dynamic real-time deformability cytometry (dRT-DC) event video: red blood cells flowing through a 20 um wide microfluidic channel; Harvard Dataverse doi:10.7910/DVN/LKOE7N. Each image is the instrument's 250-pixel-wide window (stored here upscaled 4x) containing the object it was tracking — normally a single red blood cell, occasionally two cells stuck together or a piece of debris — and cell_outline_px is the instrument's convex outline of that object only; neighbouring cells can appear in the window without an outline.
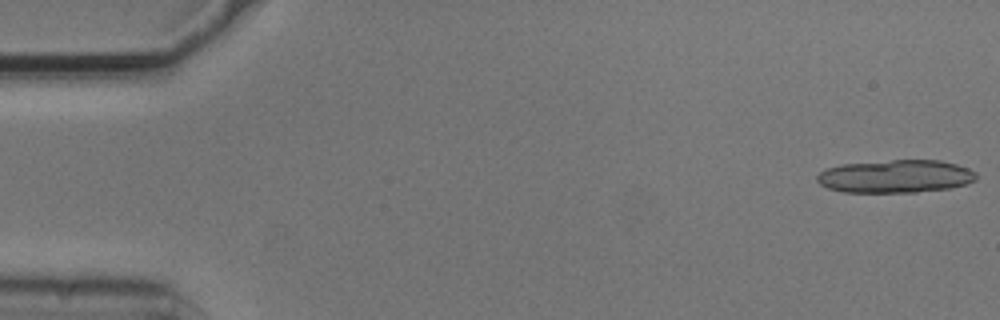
{"species": "common noctule bat (a hibernating species)", "species_latin": "Nyctalus noctula", "temperature_condition": "cold", "stored_images_in_passage": 15, "camera_frame_rate_fps": 3000, "um_per_image_px": 0.085, "animal": {"sex": "male", "body_mass_g": 20.5, "forearm_length_mm": 52.5}, "frame": {"image": 1, "passage_image": 1, "time_ms": 0.0, "image_size_px": [1000, 320], "cell_outline_px": [[976, 180], [964, 184], [948, 188], [916, 192], [844, 192], [828, 188], [820, 184], [816, 180], [816, 176], [820, 172], [828, 168], [844, 164], [892, 160], [940, 160], [956, 164], [968, 168], [976, 172]], "centroid_in_image_um": [76.12, 14.99], "position_along_channel_um": 8.9, "area_um2": 30.4}}